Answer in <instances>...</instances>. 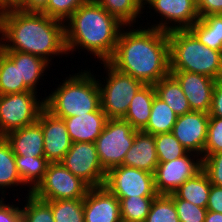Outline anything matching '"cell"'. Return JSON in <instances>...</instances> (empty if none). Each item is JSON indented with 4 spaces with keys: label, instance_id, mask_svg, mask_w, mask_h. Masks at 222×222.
<instances>
[{
    "label": "cell",
    "instance_id": "1",
    "mask_svg": "<svg viewBox=\"0 0 222 222\" xmlns=\"http://www.w3.org/2000/svg\"><path fill=\"white\" fill-rule=\"evenodd\" d=\"M107 62L145 85H154L170 74L168 32L142 24L124 26Z\"/></svg>",
    "mask_w": 222,
    "mask_h": 222
},
{
    "label": "cell",
    "instance_id": "2",
    "mask_svg": "<svg viewBox=\"0 0 222 222\" xmlns=\"http://www.w3.org/2000/svg\"><path fill=\"white\" fill-rule=\"evenodd\" d=\"M0 49L37 55L54 66V58H69L65 23L44 13L24 12L15 8L1 11Z\"/></svg>",
    "mask_w": 222,
    "mask_h": 222
},
{
    "label": "cell",
    "instance_id": "3",
    "mask_svg": "<svg viewBox=\"0 0 222 222\" xmlns=\"http://www.w3.org/2000/svg\"><path fill=\"white\" fill-rule=\"evenodd\" d=\"M64 23L68 56L73 59L84 51L86 60L89 55L91 62L94 58L99 63L112 57L125 26L94 0L81 5Z\"/></svg>",
    "mask_w": 222,
    "mask_h": 222
},
{
    "label": "cell",
    "instance_id": "4",
    "mask_svg": "<svg viewBox=\"0 0 222 222\" xmlns=\"http://www.w3.org/2000/svg\"><path fill=\"white\" fill-rule=\"evenodd\" d=\"M89 66L82 69L83 64L79 66L78 63L77 72L70 69L73 73H65V78H56L55 82L58 80L59 84L56 83V88L50 89V93L46 92L47 89L43 90L44 105L48 111L57 117L67 118L94 112L101 107L96 74Z\"/></svg>",
    "mask_w": 222,
    "mask_h": 222
},
{
    "label": "cell",
    "instance_id": "5",
    "mask_svg": "<svg viewBox=\"0 0 222 222\" xmlns=\"http://www.w3.org/2000/svg\"><path fill=\"white\" fill-rule=\"evenodd\" d=\"M168 38L170 71L222 78V51L205 46L189 29L171 30Z\"/></svg>",
    "mask_w": 222,
    "mask_h": 222
},
{
    "label": "cell",
    "instance_id": "6",
    "mask_svg": "<svg viewBox=\"0 0 222 222\" xmlns=\"http://www.w3.org/2000/svg\"><path fill=\"white\" fill-rule=\"evenodd\" d=\"M93 64L99 65L95 71L97 69L98 72L103 71V73L100 72L102 75L97 71L95 73L100 89L101 109L108 119H123L129 109L131 100L145 84L116 70L108 62H100V64L92 62L94 68L95 65L93 66Z\"/></svg>",
    "mask_w": 222,
    "mask_h": 222
},
{
    "label": "cell",
    "instance_id": "7",
    "mask_svg": "<svg viewBox=\"0 0 222 222\" xmlns=\"http://www.w3.org/2000/svg\"><path fill=\"white\" fill-rule=\"evenodd\" d=\"M143 10L146 19H142V25L167 32L189 29L200 18L196 0H143Z\"/></svg>",
    "mask_w": 222,
    "mask_h": 222
},
{
    "label": "cell",
    "instance_id": "8",
    "mask_svg": "<svg viewBox=\"0 0 222 222\" xmlns=\"http://www.w3.org/2000/svg\"><path fill=\"white\" fill-rule=\"evenodd\" d=\"M44 107V96L34 91L0 95V137L36 123Z\"/></svg>",
    "mask_w": 222,
    "mask_h": 222
},
{
    "label": "cell",
    "instance_id": "9",
    "mask_svg": "<svg viewBox=\"0 0 222 222\" xmlns=\"http://www.w3.org/2000/svg\"><path fill=\"white\" fill-rule=\"evenodd\" d=\"M136 131L124 119L107 120L102 133L94 142L100 163L106 171L123 165V159L134 143Z\"/></svg>",
    "mask_w": 222,
    "mask_h": 222
},
{
    "label": "cell",
    "instance_id": "10",
    "mask_svg": "<svg viewBox=\"0 0 222 222\" xmlns=\"http://www.w3.org/2000/svg\"><path fill=\"white\" fill-rule=\"evenodd\" d=\"M90 186L60 162L49 163L43 180L31 192L44 201L84 199Z\"/></svg>",
    "mask_w": 222,
    "mask_h": 222
},
{
    "label": "cell",
    "instance_id": "11",
    "mask_svg": "<svg viewBox=\"0 0 222 222\" xmlns=\"http://www.w3.org/2000/svg\"><path fill=\"white\" fill-rule=\"evenodd\" d=\"M104 186L117 198L156 197L154 174L125 165L106 172Z\"/></svg>",
    "mask_w": 222,
    "mask_h": 222
},
{
    "label": "cell",
    "instance_id": "12",
    "mask_svg": "<svg viewBox=\"0 0 222 222\" xmlns=\"http://www.w3.org/2000/svg\"><path fill=\"white\" fill-rule=\"evenodd\" d=\"M60 163L90 187L104 186L107 171L100 163L95 143L73 142Z\"/></svg>",
    "mask_w": 222,
    "mask_h": 222
},
{
    "label": "cell",
    "instance_id": "13",
    "mask_svg": "<svg viewBox=\"0 0 222 222\" xmlns=\"http://www.w3.org/2000/svg\"><path fill=\"white\" fill-rule=\"evenodd\" d=\"M201 169L202 157L191 152L172 161L159 162L154 172L155 189L158 194H171Z\"/></svg>",
    "mask_w": 222,
    "mask_h": 222
},
{
    "label": "cell",
    "instance_id": "14",
    "mask_svg": "<svg viewBox=\"0 0 222 222\" xmlns=\"http://www.w3.org/2000/svg\"><path fill=\"white\" fill-rule=\"evenodd\" d=\"M208 124L209 113L192 111L177 116L172 134L188 152L203 157L207 140Z\"/></svg>",
    "mask_w": 222,
    "mask_h": 222
},
{
    "label": "cell",
    "instance_id": "15",
    "mask_svg": "<svg viewBox=\"0 0 222 222\" xmlns=\"http://www.w3.org/2000/svg\"><path fill=\"white\" fill-rule=\"evenodd\" d=\"M37 122L41 125L43 132L46 159L50 163L60 162L72 144L63 118L53 115L44 107Z\"/></svg>",
    "mask_w": 222,
    "mask_h": 222
},
{
    "label": "cell",
    "instance_id": "16",
    "mask_svg": "<svg viewBox=\"0 0 222 222\" xmlns=\"http://www.w3.org/2000/svg\"><path fill=\"white\" fill-rule=\"evenodd\" d=\"M83 207L85 222H122L120 201L105 186L90 187Z\"/></svg>",
    "mask_w": 222,
    "mask_h": 222
},
{
    "label": "cell",
    "instance_id": "17",
    "mask_svg": "<svg viewBox=\"0 0 222 222\" xmlns=\"http://www.w3.org/2000/svg\"><path fill=\"white\" fill-rule=\"evenodd\" d=\"M183 90L192 111L209 113L216 80L197 73L170 71Z\"/></svg>",
    "mask_w": 222,
    "mask_h": 222
},
{
    "label": "cell",
    "instance_id": "18",
    "mask_svg": "<svg viewBox=\"0 0 222 222\" xmlns=\"http://www.w3.org/2000/svg\"><path fill=\"white\" fill-rule=\"evenodd\" d=\"M63 120L72 143H94L102 133L108 118L100 107L97 111L63 118Z\"/></svg>",
    "mask_w": 222,
    "mask_h": 222
},
{
    "label": "cell",
    "instance_id": "19",
    "mask_svg": "<svg viewBox=\"0 0 222 222\" xmlns=\"http://www.w3.org/2000/svg\"><path fill=\"white\" fill-rule=\"evenodd\" d=\"M8 190L10 193L12 191L11 194L13 195V198H21L22 196L29 195L32 192L22 182L18 174L16 162H15V154L13 153L10 147V144L6 141L4 137H0V197L6 198L7 196L8 198L9 196L11 198L12 196H10L11 194L7 192ZM17 190H19V192ZM15 191H16V195H15ZM23 191L25 192L27 191V192L25 193ZM20 192L23 194L25 193V194L23 195ZM6 193H8L9 195Z\"/></svg>",
    "mask_w": 222,
    "mask_h": 222
},
{
    "label": "cell",
    "instance_id": "20",
    "mask_svg": "<svg viewBox=\"0 0 222 222\" xmlns=\"http://www.w3.org/2000/svg\"><path fill=\"white\" fill-rule=\"evenodd\" d=\"M158 163L154 135L137 130L134 143L123 159V165L154 174Z\"/></svg>",
    "mask_w": 222,
    "mask_h": 222
},
{
    "label": "cell",
    "instance_id": "21",
    "mask_svg": "<svg viewBox=\"0 0 222 222\" xmlns=\"http://www.w3.org/2000/svg\"><path fill=\"white\" fill-rule=\"evenodd\" d=\"M15 155L45 157L41 125L36 122L4 136Z\"/></svg>",
    "mask_w": 222,
    "mask_h": 222
},
{
    "label": "cell",
    "instance_id": "22",
    "mask_svg": "<svg viewBox=\"0 0 222 222\" xmlns=\"http://www.w3.org/2000/svg\"><path fill=\"white\" fill-rule=\"evenodd\" d=\"M50 70L53 72L51 64L42 57L19 51L20 82H24L31 91L39 93L41 96L43 95L39 91H41V88L42 90L43 88L45 89V87H42L46 82L44 79H47L44 76H47Z\"/></svg>",
    "mask_w": 222,
    "mask_h": 222
},
{
    "label": "cell",
    "instance_id": "23",
    "mask_svg": "<svg viewBox=\"0 0 222 222\" xmlns=\"http://www.w3.org/2000/svg\"><path fill=\"white\" fill-rule=\"evenodd\" d=\"M31 91L24 82H20L19 51L0 49V95Z\"/></svg>",
    "mask_w": 222,
    "mask_h": 222
},
{
    "label": "cell",
    "instance_id": "24",
    "mask_svg": "<svg viewBox=\"0 0 222 222\" xmlns=\"http://www.w3.org/2000/svg\"><path fill=\"white\" fill-rule=\"evenodd\" d=\"M155 96L154 86L144 85L131 100L129 109L123 119L129 122L134 129L142 131L149 122Z\"/></svg>",
    "mask_w": 222,
    "mask_h": 222
},
{
    "label": "cell",
    "instance_id": "25",
    "mask_svg": "<svg viewBox=\"0 0 222 222\" xmlns=\"http://www.w3.org/2000/svg\"><path fill=\"white\" fill-rule=\"evenodd\" d=\"M153 86L156 96L166 102L177 116L192 112L181 86L171 74L163 77Z\"/></svg>",
    "mask_w": 222,
    "mask_h": 222
},
{
    "label": "cell",
    "instance_id": "26",
    "mask_svg": "<svg viewBox=\"0 0 222 222\" xmlns=\"http://www.w3.org/2000/svg\"><path fill=\"white\" fill-rule=\"evenodd\" d=\"M211 189L210 180L203 169L193 177L187 179L173 193L182 200L206 208Z\"/></svg>",
    "mask_w": 222,
    "mask_h": 222
},
{
    "label": "cell",
    "instance_id": "27",
    "mask_svg": "<svg viewBox=\"0 0 222 222\" xmlns=\"http://www.w3.org/2000/svg\"><path fill=\"white\" fill-rule=\"evenodd\" d=\"M125 26L140 25L143 19V0H94ZM140 20H139V19Z\"/></svg>",
    "mask_w": 222,
    "mask_h": 222
},
{
    "label": "cell",
    "instance_id": "28",
    "mask_svg": "<svg viewBox=\"0 0 222 222\" xmlns=\"http://www.w3.org/2000/svg\"><path fill=\"white\" fill-rule=\"evenodd\" d=\"M189 30L205 46L222 51V19L218 15L198 19Z\"/></svg>",
    "mask_w": 222,
    "mask_h": 222
},
{
    "label": "cell",
    "instance_id": "29",
    "mask_svg": "<svg viewBox=\"0 0 222 222\" xmlns=\"http://www.w3.org/2000/svg\"><path fill=\"white\" fill-rule=\"evenodd\" d=\"M18 174L22 182L33 191L43 180L48 164L46 157L15 155Z\"/></svg>",
    "mask_w": 222,
    "mask_h": 222
},
{
    "label": "cell",
    "instance_id": "30",
    "mask_svg": "<svg viewBox=\"0 0 222 222\" xmlns=\"http://www.w3.org/2000/svg\"><path fill=\"white\" fill-rule=\"evenodd\" d=\"M176 119L177 115L167 103L155 96L149 122L142 131L154 136L157 134L171 133Z\"/></svg>",
    "mask_w": 222,
    "mask_h": 222
},
{
    "label": "cell",
    "instance_id": "31",
    "mask_svg": "<svg viewBox=\"0 0 222 222\" xmlns=\"http://www.w3.org/2000/svg\"><path fill=\"white\" fill-rule=\"evenodd\" d=\"M21 199L24 202H21L23 222H54L51 205L47 201L36 198L32 193Z\"/></svg>",
    "mask_w": 222,
    "mask_h": 222
},
{
    "label": "cell",
    "instance_id": "32",
    "mask_svg": "<svg viewBox=\"0 0 222 222\" xmlns=\"http://www.w3.org/2000/svg\"><path fill=\"white\" fill-rule=\"evenodd\" d=\"M51 205L54 222H85L83 199L47 201Z\"/></svg>",
    "mask_w": 222,
    "mask_h": 222
},
{
    "label": "cell",
    "instance_id": "33",
    "mask_svg": "<svg viewBox=\"0 0 222 222\" xmlns=\"http://www.w3.org/2000/svg\"><path fill=\"white\" fill-rule=\"evenodd\" d=\"M120 201L121 219L129 222H144L154 197L117 198Z\"/></svg>",
    "mask_w": 222,
    "mask_h": 222
},
{
    "label": "cell",
    "instance_id": "34",
    "mask_svg": "<svg viewBox=\"0 0 222 222\" xmlns=\"http://www.w3.org/2000/svg\"><path fill=\"white\" fill-rule=\"evenodd\" d=\"M144 222H179L173 199L167 194L154 197Z\"/></svg>",
    "mask_w": 222,
    "mask_h": 222
},
{
    "label": "cell",
    "instance_id": "35",
    "mask_svg": "<svg viewBox=\"0 0 222 222\" xmlns=\"http://www.w3.org/2000/svg\"><path fill=\"white\" fill-rule=\"evenodd\" d=\"M154 138L159 162L172 161L184 156L188 152L172 132L157 134Z\"/></svg>",
    "mask_w": 222,
    "mask_h": 222
},
{
    "label": "cell",
    "instance_id": "36",
    "mask_svg": "<svg viewBox=\"0 0 222 222\" xmlns=\"http://www.w3.org/2000/svg\"><path fill=\"white\" fill-rule=\"evenodd\" d=\"M88 0H49L45 15L65 22L81 5Z\"/></svg>",
    "mask_w": 222,
    "mask_h": 222
},
{
    "label": "cell",
    "instance_id": "37",
    "mask_svg": "<svg viewBox=\"0 0 222 222\" xmlns=\"http://www.w3.org/2000/svg\"><path fill=\"white\" fill-rule=\"evenodd\" d=\"M168 195L174 201L179 222H205L207 208L179 199L174 193Z\"/></svg>",
    "mask_w": 222,
    "mask_h": 222
},
{
    "label": "cell",
    "instance_id": "38",
    "mask_svg": "<svg viewBox=\"0 0 222 222\" xmlns=\"http://www.w3.org/2000/svg\"><path fill=\"white\" fill-rule=\"evenodd\" d=\"M222 152V118L209 116L204 156Z\"/></svg>",
    "mask_w": 222,
    "mask_h": 222
},
{
    "label": "cell",
    "instance_id": "39",
    "mask_svg": "<svg viewBox=\"0 0 222 222\" xmlns=\"http://www.w3.org/2000/svg\"><path fill=\"white\" fill-rule=\"evenodd\" d=\"M202 169L212 185L222 187V152L203 156Z\"/></svg>",
    "mask_w": 222,
    "mask_h": 222
},
{
    "label": "cell",
    "instance_id": "40",
    "mask_svg": "<svg viewBox=\"0 0 222 222\" xmlns=\"http://www.w3.org/2000/svg\"><path fill=\"white\" fill-rule=\"evenodd\" d=\"M13 199L10 202L7 198H0V222H18L21 219V198Z\"/></svg>",
    "mask_w": 222,
    "mask_h": 222
},
{
    "label": "cell",
    "instance_id": "41",
    "mask_svg": "<svg viewBox=\"0 0 222 222\" xmlns=\"http://www.w3.org/2000/svg\"><path fill=\"white\" fill-rule=\"evenodd\" d=\"M199 17L217 15L222 11V0H196Z\"/></svg>",
    "mask_w": 222,
    "mask_h": 222
},
{
    "label": "cell",
    "instance_id": "42",
    "mask_svg": "<svg viewBox=\"0 0 222 222\" xmlns=\"http://www.w3.org/2000/svg\"><path fill=\"white\" fill-rule=\"evenodd\" d=\"M49 0H16L13 8L24 12L42 13L48 4Z\"/></svg>",
    "mask_w": 222,
    "mask_h": 222
},
{
    "label": "cell",
    "instance_id": "43",
    "mask_svg": "<svg viewBox=\"0 0 222 222\" xmlns=\"http://www.w3.org/2000/svg\"><path fill=\"white\" fill-rule=\"evenodd\" d=\"M209 116L222 118V78L216 80L213 89L212 104L209 111Z\"/></svg>",
    "mask_w": 222,
    "mask_h": 222
},
{
    "label": "cell",
    "instance_id": "44",
    "mask_svg": "<svg viewBox=\"0 0 222 222\" xmlns=\"http://www.w3.org/2000/svg\"><path fill=\"white\" fill-rule=\"evenodd\" d=\"M206 208L207 211L222 213V187L211 184Z\"/></svg>",
    "mask_w": 222,
    "mask_h": 222
},
{
    "label": "cell",
    "instance_id": "45",
    "mask_svg": "<svg viewBox=\"0 0 222 222\" xmlns=\"http://www.w3.org/2000/svg\"><path fill=\"white\" fill-rule=\"evenodd\" d=\"M205 222H222V213L207 211Z\"/></svg>",
    "mask_w": 222,
    "mask_h": 222
},
{
    "label": "cell",
    "instance_id": "46",
    "mask_svg": "<svg viewBox=\"0 0 222 222\" xmlns=\"http://www.w3.org/2000/svg\"><path fill=\"white\" fill-rule=\"evenodd\" d=\"M7 10V0H0V12Z\"/></svg>",
    "mask_w": 222,
    "mask_h": 222
},
{
    "label": "cell",
    "instance_id": "47",
    "mask_svg": "<svg viewBox=\"0 0 222 222\" xmlns=\"http://www.w3.org/2000/svg\"><path fill=\"white\" fill-rule=\"evenodd\" d=\"M16 0H7V9L13 8L14 2Z\"/></svg>",
    "mask_w": 222,
    "mask_h": 222
},
{
    "label": "cell",
    "instance_id": "48",
    "mask_svg": "<svg viewBox=\"0 0 222 222\" xmlns=\"http://www.w3.org/2000/svg\"><path fill=\"white\" fill-rule=\"evenodd\" d=\"M217 15L220 16V18L222 19V11L218 13Z\"/></svg>",
    "mask_w": 222,
    "mask_h": 222
}]
</instances>
